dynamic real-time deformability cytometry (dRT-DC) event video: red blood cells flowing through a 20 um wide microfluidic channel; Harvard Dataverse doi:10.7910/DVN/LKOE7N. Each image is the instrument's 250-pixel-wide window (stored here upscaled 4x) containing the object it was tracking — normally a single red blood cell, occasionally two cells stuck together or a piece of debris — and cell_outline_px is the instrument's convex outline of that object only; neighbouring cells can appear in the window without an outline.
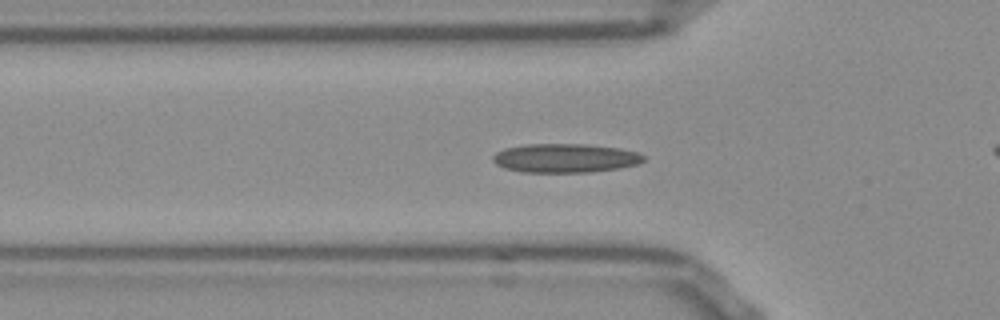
{"species": "Egyptian fruit bat (a non-hibernating species)", "species_latin": "Rousettus aegyptiacus", "temperature_condition": "room temperature", "stored_images_in_passage": 38, "camera_frame_rate_fps": 3000, "um_per_image_px": 0.085, "frame": {"image": 1, "passage_image": 12, "time_ms": 3.667, "image_size_px": [1000, 320], "cell_outline_px": [[644, 160], [636, 164], [616, 168], [588, 172], [520, 172], [504, 168], [496, 164], [492, 160], [492, 156], [496, 152], [504, 148], [528, 144], [584, 144], [620, 148], [636, 152], [644, 156]], "centroid_in_image_um": [47.98, 13.43], "position_along_channel_um": 77.8, "area_um2": 25.26}}
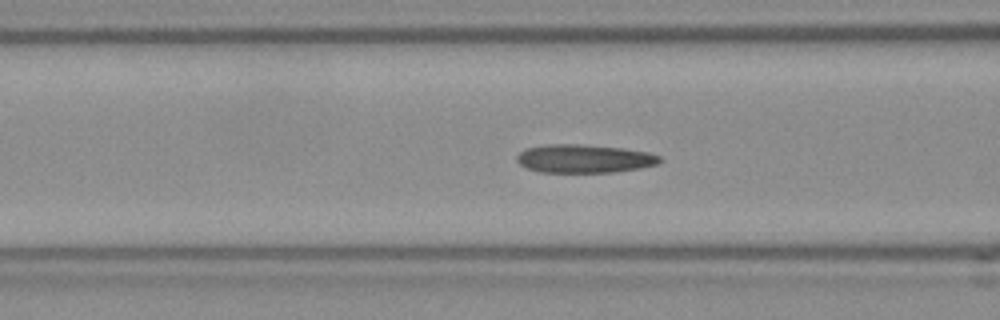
{"frame": {"image": 2, "passage_image": 15, "time_ms": 4.667, "image_size_px": [1000, 320], "cell_outline_px": [[664, 160], [656, 164], [640, 168], [616, 172], [540, 172], [528, 168], [520, 164], [516, 160], [516, 156], [524, 148], [548, 144], [576, 144], [624, 148], [648, 152], [660, 156]], "centroid_in_image_um": [49.66, 13.48], "position_along_channel_um": 116.9, "area_um2": 23.7}}
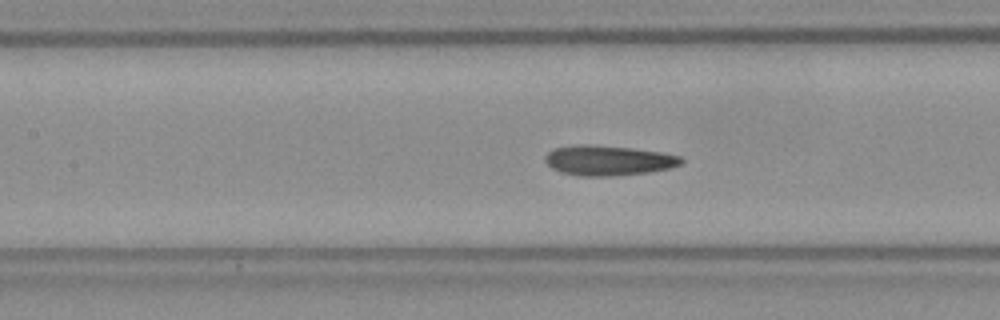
{"frame": {"image": 3, "passage_image": 18, "time_ms": 5.667, "image_size_px": [1000, 320], "cell_outline_px": [[684, 164], [668, 168], [648, 172], [608, 176], [580, 176], [560, 172], [552, 168], [544, 160], [544, 156], [548, 152], [556, 148], [576, 144], [592, 144], [632, 148], [660, 152], [680, 156], [684, 160]], "centroid_in_image_um": [51.69, 13.63], "position_along_channel_um": 155.7, "area_um2": 23.87}, "authors_computed_cell_mechanics": {"area_um2": 23.2067, "velocity_mm_per_s": 3.8368, "shape_relaxation_time_tau1_ms": null, "shape_relaxation_time_tau2_ms": 4.2227, "deformation_change_tau1": null, "deformation_change_tau2": 0.116}}